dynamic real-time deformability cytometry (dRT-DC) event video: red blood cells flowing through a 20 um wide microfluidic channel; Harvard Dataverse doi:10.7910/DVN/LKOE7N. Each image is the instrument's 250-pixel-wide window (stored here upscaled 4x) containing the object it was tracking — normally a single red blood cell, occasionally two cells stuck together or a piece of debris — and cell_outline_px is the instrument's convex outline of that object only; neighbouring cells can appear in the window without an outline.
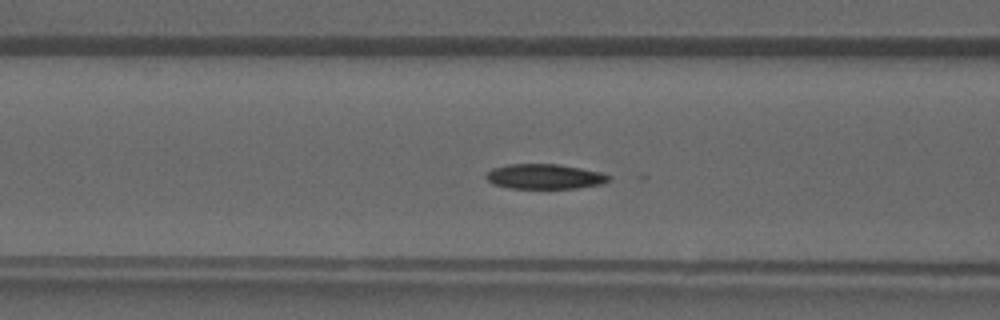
{"species": "common noctule bat (a hibernating species)", "species_latin": "Nyctalus noctula", "temperature_condition": "warm", "stored_images_in_passage": 32, "segment_of_instrument_passage": [1, 2], "camera_frame_rate_fps": 3000, "um_per_image_px": 0.085, "animal": {"sex": "male", "forearm_length_mm": 52.5}, "frame": {"image": 1, "passage_image": 7, "time_ms": 2.0, "image_size_px": [1000, 320], "cell_outline_px": [[612, 176], [604, 184], [576, 188], [508, 188], [492, 184], [484, 176], [492, 168], [508, 164], [560, 164], [600, 172]], "centroid_in_image_um": [46.28, 15.0], "position_along_channel_um": 120.3, "area_um2": 17.92}}
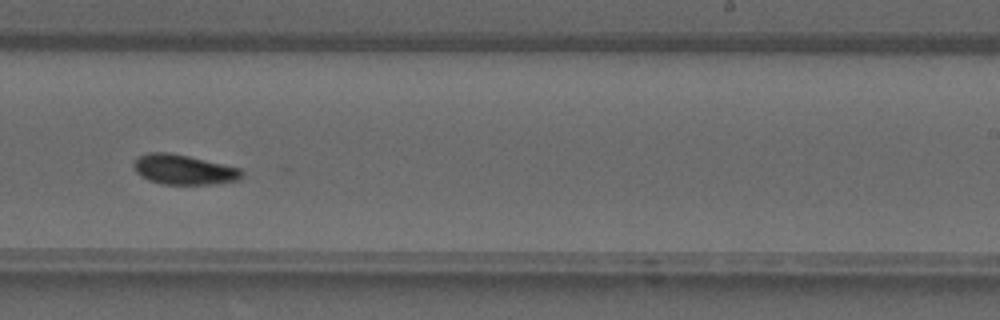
{"frame": {"image": 2, "passage_image": 16, "time_ms": 5.0, "image_size_px": [1000, 320], "cell_outline_px": [[244, 176], [240, 180], [208, 184], [164, 184], [148, 180], [140, 176], [136, 172], [132, 164], [136, 156], [148, 152], [168, 152], [188, 156], [240, 168], [244, 172]], "centroid_in_image_um": [15.59, 14.41], "position_along_channel_um": 273.4, "area_um2": 18.96}}
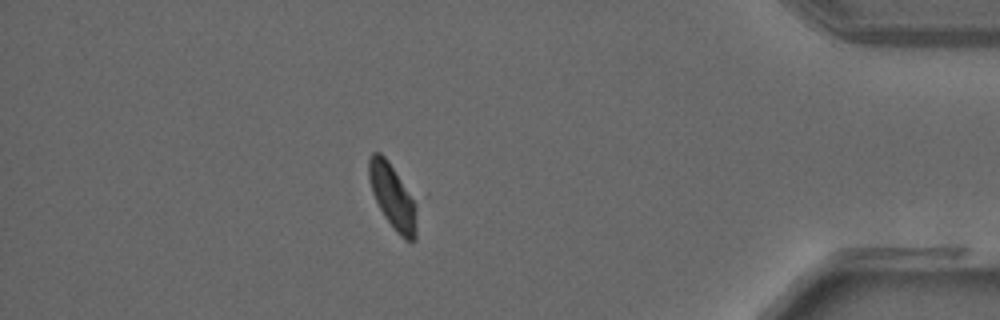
{"frame": {"image": 3, "passage_image": 26, "time_ms": 8.333, "image_size_px": [1000, 320], "cell_outline_px": [[428, 196], [416, 240], [404, 240], [396, 232], [384, 216], [372, 192], [368, 176], [368, 160], [372, 152], [380, 152], [428, 192]], "centroid_in_image_um": [33.75, 16.65], "position_along_channel_um": 401.4, "area_um2": 22.83}}